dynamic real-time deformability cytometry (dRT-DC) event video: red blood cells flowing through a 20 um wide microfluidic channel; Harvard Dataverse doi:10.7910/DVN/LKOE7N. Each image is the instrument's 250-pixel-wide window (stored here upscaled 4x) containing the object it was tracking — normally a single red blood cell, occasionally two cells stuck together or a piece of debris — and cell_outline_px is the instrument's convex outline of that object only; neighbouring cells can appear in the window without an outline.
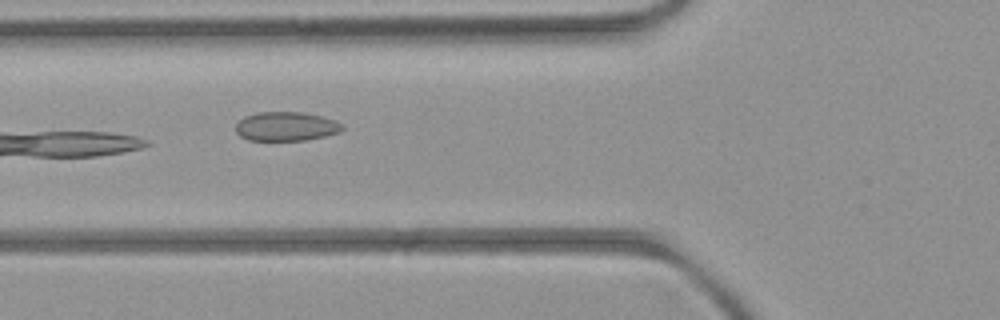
{"species": "common noctule bat (a hibernating species)", "species_latin": "Nyctalus noctula", "temperature_condition": "room temperature", "stored_images_in_passage": 9, "camera_frame_rate_fps": 3000, "um_per_image_px": 0.085, "animal": {"sex": "female", "body_mass_g": 21.9}, "frame": {"image": 1, "passage_image": 6, "time_ms": 5.667, "image_size_px": [1000, 320], "cell_outline_px": [[344, 128], [340, 132], [324, 136], [304, 140], [248, 140], [240, 136], [236, 132], [236, 124], [244, 116], [256, 112], [304, 112], [336, 120], [344, 124]], "centroid_in_image_um": [24.33, 10.73], "position_along_channel_um": 101.5, "area_um2": 18.15}}
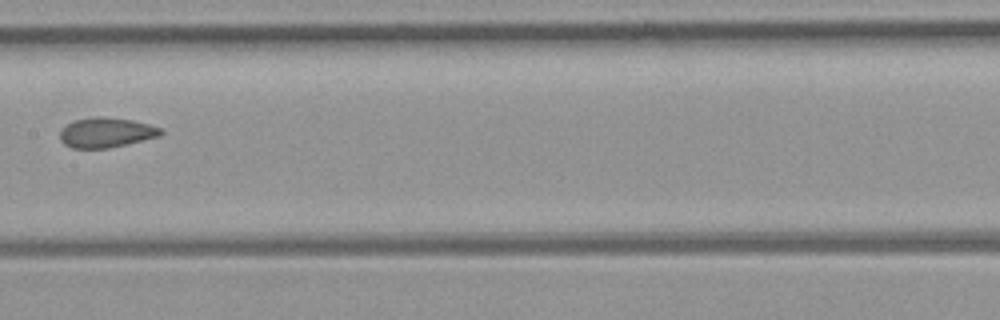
{"frame": {"image": 2, "passage_image": 8, "time_ms": 8.0, "image_size_px": [1000, 320], "cell_outline_px": [[164, 132], [160, 136], [108, 148], [72, 148], [64, 144], [60, 140], [60, 132], [72, 120], [96, 116], [104, 116], [132, 120], [148, 124], [160, 128]], "centroid_in_image_um": [9.01, 11.26], "position_along_channel_um": 198.4, "area_um2": 17.51}}
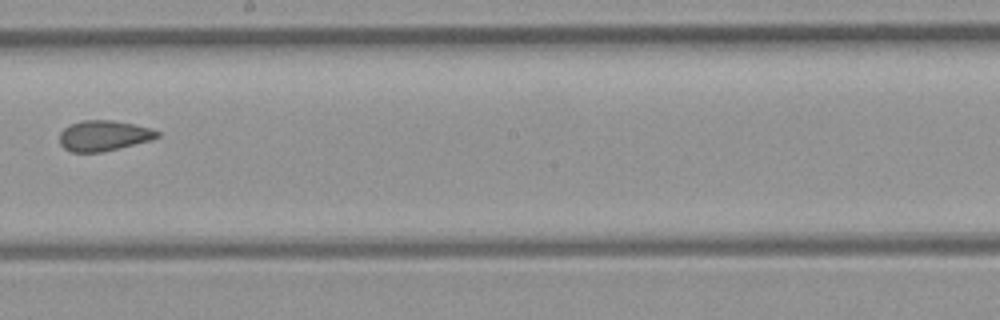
{"frame": {"image": 3, "passage_image": 9, "time_ms": 9.0, "image_size_px": [1000, 320], "cell_outline_px": [[160, 136], [148, 140], [120, 148], [100, 152], [72, 152], [64, 148], [60, 144], [60, 132], [64, 128], [80, 120], [112, 120], [132, 124], [148, 128], [160, 132]], "centroid_in_image_um": [8.78, 11.53], "position_along_channel_um": 239.4, "area_um2": 17.11}}